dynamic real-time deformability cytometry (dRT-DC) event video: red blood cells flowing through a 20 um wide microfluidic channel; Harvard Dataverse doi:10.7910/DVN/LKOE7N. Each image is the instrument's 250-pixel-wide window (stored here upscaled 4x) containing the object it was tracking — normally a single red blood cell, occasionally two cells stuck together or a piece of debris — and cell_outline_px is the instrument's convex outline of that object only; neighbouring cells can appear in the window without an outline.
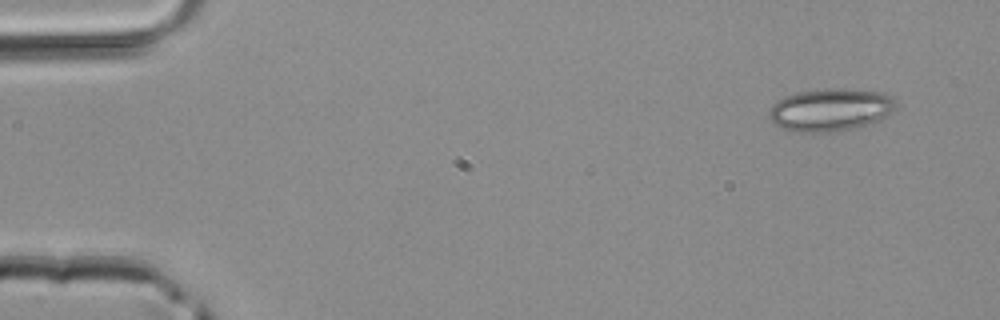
{"species": "common noctule bat (a hibernating species)", "species_latin": "Nyctalus noctula", "temperature_condition": "room temperature", "stored_images_in_passage": 3, "camera_frame_rate_fps": 3000, "um_per_image_px": 0.085, "animal": {"sex": "male", "body_mass_g": 20.4}, "frame": {"image": 1, "passage_image": 1, "time_ms": 0.0, "image_size_px": [1000, 320], "cell_outline_px": [[896, 108], [880, 120], [868, 124], [852, 128], [832, 132], [792, 132], [772, 124], [768, 116], [768, 112], [772, 104], [784, 96], [796, 92], [828, 88], [840, 88], [884, 92], [896, 104]], "centroid_in_image_um": [70.52, 9.33], "position_along_channel_um": 14.5, "area_um2": 31.73}}